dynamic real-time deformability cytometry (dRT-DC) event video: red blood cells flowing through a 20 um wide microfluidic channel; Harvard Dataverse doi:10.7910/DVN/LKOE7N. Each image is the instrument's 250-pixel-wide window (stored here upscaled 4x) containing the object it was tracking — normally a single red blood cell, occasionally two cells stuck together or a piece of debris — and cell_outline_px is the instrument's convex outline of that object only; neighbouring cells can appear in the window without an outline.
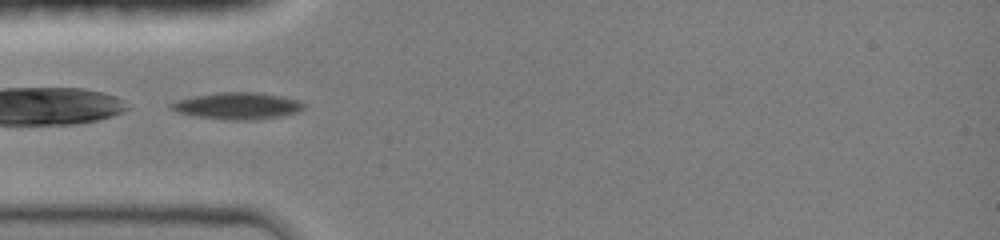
{"species": "common noctule bat (a hibernating species)", "species_latin": "Nyctalus noctula", "temperature_condition": "room temperature", "stored_images_in_passage": 33, "camera_frame_rate_fps": 3000, "um_per_image_px": 0.085, "animal": {"sex": "female", "body_mass_g": 19.0, "forearm_length_mm": 51.5}, "frame": {"image": 1, "passage_image": 1, "time_ms": 0.0, "image_size_px": [1000, 240], "cell_outline_px": [[304, 108], [296, 112], [280, 116], [252, 120], [228, 120], [196, 116], [176, 112], [168, 108], [168, 104], [176, 100], [192, 96], [220, 92], [256, 92], [280, 96], [296, 100], [304, 104]], "centroid_in_image_um": [20.1, 9.0], "position_along_channel_um": 64.9, "area_um2": 20.63}}
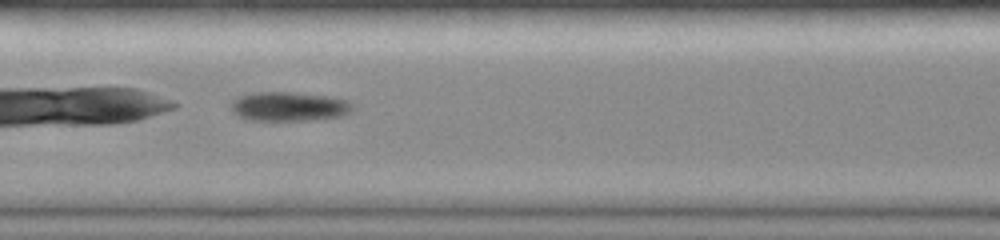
{"frame": {"image": 2, "passage_image": 10, "time_ms": 3.0, "image_size_px": [1000, 240], "cell_outline_px": [[352, 112], [344, 116], [308, 120], [248, 120], [236, 116], [232, 112], [232, 100], [236, 96], [256, 92], [292, 92], [328, 96], [348, 100], [352, 104]], "centroid_in_image_um": [24.55, 9.05], "position_along_channel_um": 182.9, "area_um2": 20.92}}
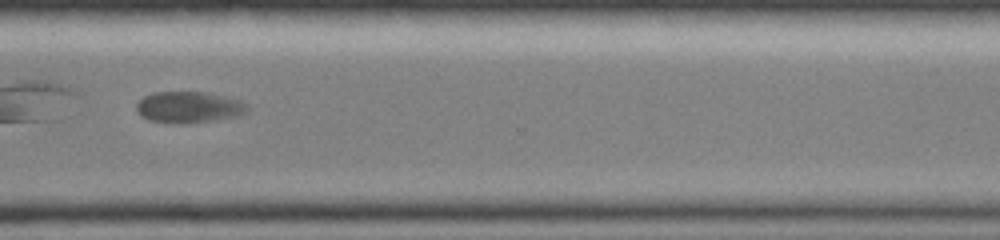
{"frame": {"image": 3, "passage_image": 23, "time_ms": 7.333, "image_size_px": [1000, 240], "cell_outline_px": [[248, 112], [236, 116], [212, 120], [184, 124], [180, 124], [148, 120], [140, 116], [136, 108], [136, 104], [144, 96], [152, 92], [204, 92], [224, 96], [240, 100], [248, 104]], "centroid_in_image_um": [16.04, 9.11], "position_along_channel_um": 354.6, "area_um2": 20.29}}